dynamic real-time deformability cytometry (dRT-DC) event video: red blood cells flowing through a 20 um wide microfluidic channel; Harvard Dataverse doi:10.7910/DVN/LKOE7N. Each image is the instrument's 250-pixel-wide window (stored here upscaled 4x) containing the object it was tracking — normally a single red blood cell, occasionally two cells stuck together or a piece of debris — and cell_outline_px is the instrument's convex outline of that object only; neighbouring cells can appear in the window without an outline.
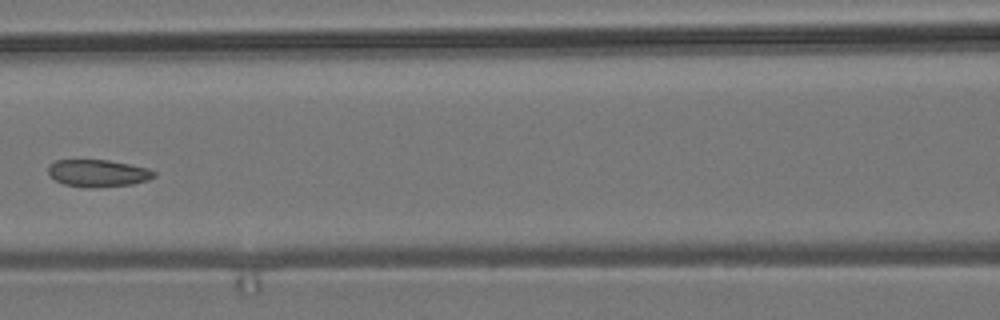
{"species": "common noctule bat (a hibernating species)", "species_latin": "Nyctalus noctula", "temperature_condition": "room temperature", "stored_images_in_passage": 6, "camera_frame_rate_fps": 3000, "um_per_image_px": 0.085, "animal": {"sex": "male", "body_mass_g": 19.2, "forearm_length_mm": 51.8}, "frame": {"image": 1, "passage_image": 6, "time_ms": 5.667, "image_size_px": [1000, 320], "cell_outline_px": [[156, 176], [148, 180], [132, 184], [64, 184], [48, 176], [48, 164], [56, 160], [108, 160], [148, 168], [156, 172]], "centroid_in_image_um": [8.32, 14.65], "position_along_channel_um": 158.3, "area_um2": 15.84}}